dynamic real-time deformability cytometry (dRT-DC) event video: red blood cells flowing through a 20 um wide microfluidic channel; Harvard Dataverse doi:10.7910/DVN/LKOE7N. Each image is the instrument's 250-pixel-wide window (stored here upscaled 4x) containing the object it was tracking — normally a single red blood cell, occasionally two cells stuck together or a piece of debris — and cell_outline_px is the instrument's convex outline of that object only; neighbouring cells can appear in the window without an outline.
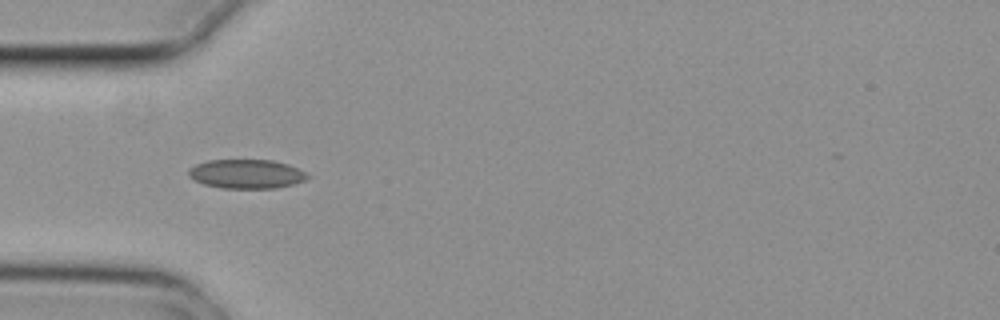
{"species": "common noctule bat (a hibernating species)", "species_latin": "Nyctalus noctula", "temperature_condition": "cold", "stored_images_in_passage": 5, "camera_frame_rate_fps": 3000, "um_per_image_px": 0.085, "animal": {"sex": "female", "body_mass_g": 29.2, "forearm_length_mm": 56.3}, "frame": {"image": 1, "passage_image": 5, "time_ms": 1.333, "image_size_px": [1000, 320], "cell_outline_px": [[312, 176], [304, 180], [292, 184], [276, 188], [220, 188], [204, 184], [188, 176], [188, 168], [196, 164], [208, 160], [272, 160], [288, 164]], "centroid_in_image_um": [20.93, 14.78], "position_along_channel_um": 64.1, "area_um2": 20.11}}